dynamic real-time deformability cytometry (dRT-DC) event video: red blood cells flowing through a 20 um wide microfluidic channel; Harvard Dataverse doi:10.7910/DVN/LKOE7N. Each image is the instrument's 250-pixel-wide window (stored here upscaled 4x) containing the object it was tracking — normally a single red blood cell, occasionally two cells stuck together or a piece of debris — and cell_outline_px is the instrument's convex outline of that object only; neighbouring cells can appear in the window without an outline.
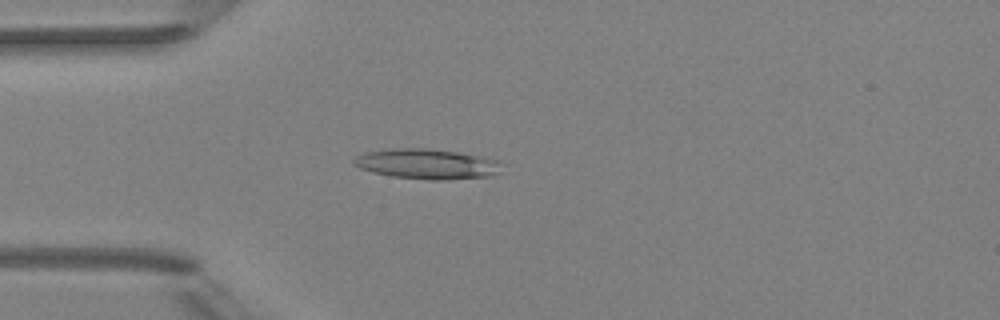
{"species": "Egyptian fruit bat (a non-hibernating species)", "species_latin": "Rousettus aegyptiacus", "temperature_condition": "room temperature", "stored_images_in_passage": 2, "camera_frame_rate_fps": 3000, "um_per_image_px": 0.085, "animal": {"sex": "female"}, "frame": {"image": 1, "passage_image": 1, "time_ms": 0.0, "image_size_px": [1000, 320], "cell_outline_px": [[504, 164], [492, 176], [440, 180], [432, 180], [392, 176], [372, 172], [360, 168], [352, 164], [352, 160], [356, 156], [364, 152], [392, 148], [424, 148], [456, 152], [504, 160]], "centroid_in_image_um": [36.29, 13.93], "position_along_channel_um": 48.7, "area_um2": 26.13}}